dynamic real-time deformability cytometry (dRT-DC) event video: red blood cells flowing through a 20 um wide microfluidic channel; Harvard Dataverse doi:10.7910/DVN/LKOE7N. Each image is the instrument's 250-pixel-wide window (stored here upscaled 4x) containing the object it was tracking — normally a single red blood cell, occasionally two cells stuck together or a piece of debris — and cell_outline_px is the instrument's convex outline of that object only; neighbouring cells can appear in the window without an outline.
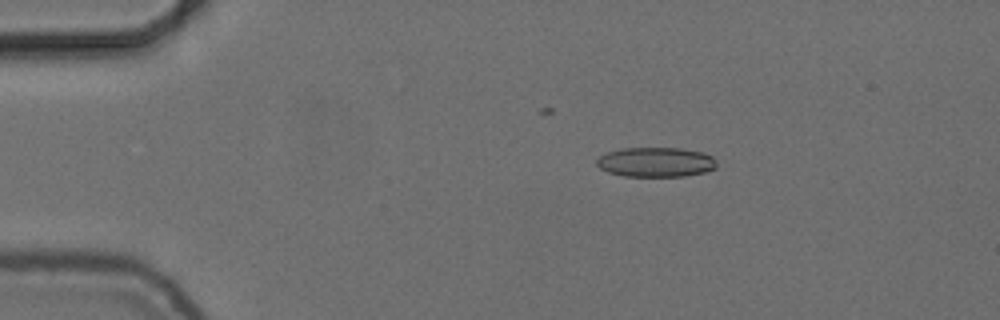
{"species": "common noctule bat (a hibernating species)", "species_latin": "Nyctalus noctula", "temperature_condition": "cold", "stored_images_in_passage": 47, "camera_frame_rate_fps": 3000, "um_per_image_px": 0.085, "animal": {"sex": "female", "body_mass_g": 24.6, "forearm_length_mm": 56.2}, "frame": {"image": 1, "passage_image": 2, "time_ms": 0.333, "image_size_px": [1000, 320], "cell_outline_px": [[716, 168], [704, 172], [684, 176], [624, 176], [608, 172], [600, 168], [596, 164], [596, 160], [604, 152], [620, 148], [680, 148], [704, 152], [712, 156], [716, 160]], "centroid_in_image_um": [55.73, 13.77], "position_along_channel_um": 29.3, "area_um2": 20.92}}
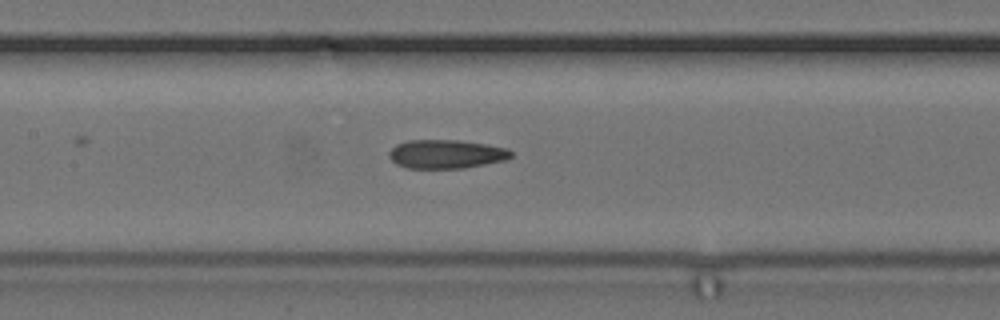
{"frame": {"image": 2, "passage_image": 18, "time_ms": 5.667, "image_size_px": [1000, 320], "cell_outline_px": [[512, 156], [508, 160], [464, 168], [408, 168], [396, 164], [388, 156], [388, 152], [396, 144], [408, 140], [456, 140], [484, 144], [508, 148], [512, 152]], "centroid_in_image_um": [37.93, 13.1], "position_along_channel_um": 169.5, "area_um2": 20.52}}
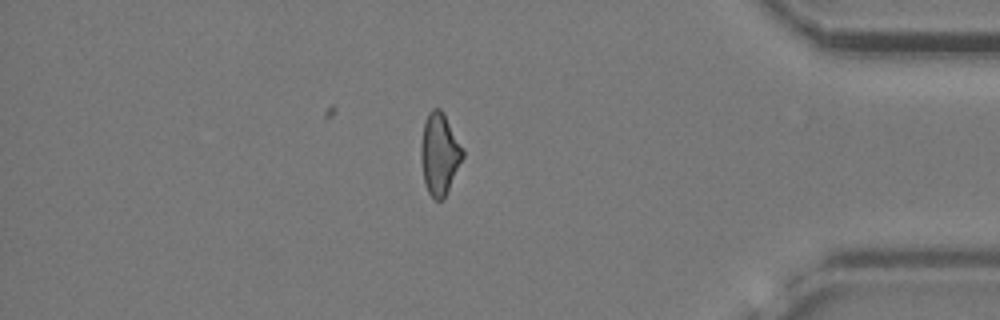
{"frame": {"image": 3, "passage_image": 39, "time_ms": 12.667, "image_size_px": [1000, 320], "cell_outline_px": [[464, 156], [444, 200], [436, 200], [428, 192], [424, 184], [420, 160], [420, 144], [424, 120], [428, 112], [432, 108], [440, 108], [444, 112], [464, 148]], "centroid_in_image_um": [37.35, 13.06], "position_along_channel_um": 397.8, "area_um2": 20.46}, "authors_computed_cell_mechanics": {"area_um2": 20.0566, "velocity_mm_per_s": 3.7302, "shape_relaxation_time_tau1_ms": null, "shape_relaxation_time_tau2_ms": 4.9652, "deformation_change_tau1": null, "deformation_change_tau2": 0.1452}}